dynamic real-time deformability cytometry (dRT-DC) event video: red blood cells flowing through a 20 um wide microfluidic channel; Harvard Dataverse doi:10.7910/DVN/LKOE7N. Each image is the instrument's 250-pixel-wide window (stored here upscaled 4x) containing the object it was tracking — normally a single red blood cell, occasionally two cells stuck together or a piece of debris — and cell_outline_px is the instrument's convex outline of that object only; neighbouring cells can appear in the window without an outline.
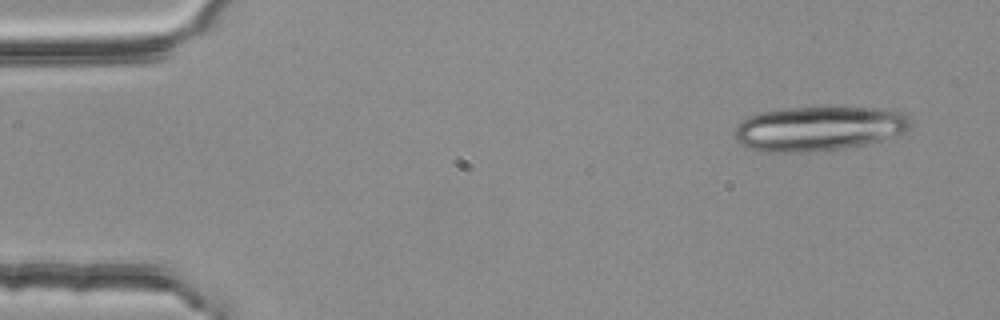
{"species": "common noctule bat (a hibernating species)", "species_latin": "Nyctalus noctula", "temperature_condition": "room temperature", "stored_images_in_passage": 3, "camera_frame_rate_fps": 3000, "um_per_image_px": 0.085, "animal": {"sex": "female", "body_mass_g": 25.1}, "frame": {"image": 1, "passage_image": 1, "time_ms": 0.0, "image_size_px": [1000, 320], "cell_outline_px": [[912, 128], [908, 132], [880, 140], [864, 144], [844, 148], [812, 152], [760, 152], [748, 148], [740, 144], [736, 140], [732, 132], [748, 116], [760, 112], [780, 108], [820, 104], [832, 104], [888, 108], [904, 112], [908, 116], [912, 124]], "centroid_in_image_um": [69.65, 10.86], "position_along_channel_um": 15.3, "area_um2": 47.92}}